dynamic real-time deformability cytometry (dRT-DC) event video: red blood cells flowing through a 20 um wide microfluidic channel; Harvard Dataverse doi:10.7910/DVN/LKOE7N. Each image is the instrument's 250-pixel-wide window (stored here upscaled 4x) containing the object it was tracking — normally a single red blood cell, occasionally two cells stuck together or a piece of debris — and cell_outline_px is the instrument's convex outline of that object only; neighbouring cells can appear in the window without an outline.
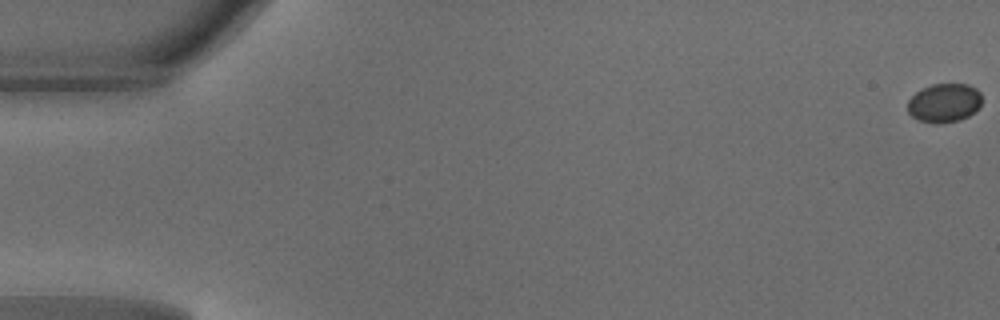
{"species": "common noctule bat (a hibernating species)", "species_latin": "Nyctalus noctula", "temperature_condition": "warm", "stored_images_in_passage": 10, "camera_frame_rate_fps": 3000, "um_per_image_px": 0.085, "animal": {"sex": "male", "body_mass_g": 18.8}, "frame": {"image": 1, "passage_image": 1, "time_ms": 0.0, "image_size_px": [1000, 320], "cell_outline_px": [[980, 108], [968, 116], [960, 120], [936, 124], [920, 120], [912, 116], [908, 112], [908, 100], [916, 92], [932, 84], [968, 84], [976, 88], [980, 92]], "centroid_in_image_um": [80.27, 8.75], "position_along_channel_um": 4.7, "area_um2": 16.76}}